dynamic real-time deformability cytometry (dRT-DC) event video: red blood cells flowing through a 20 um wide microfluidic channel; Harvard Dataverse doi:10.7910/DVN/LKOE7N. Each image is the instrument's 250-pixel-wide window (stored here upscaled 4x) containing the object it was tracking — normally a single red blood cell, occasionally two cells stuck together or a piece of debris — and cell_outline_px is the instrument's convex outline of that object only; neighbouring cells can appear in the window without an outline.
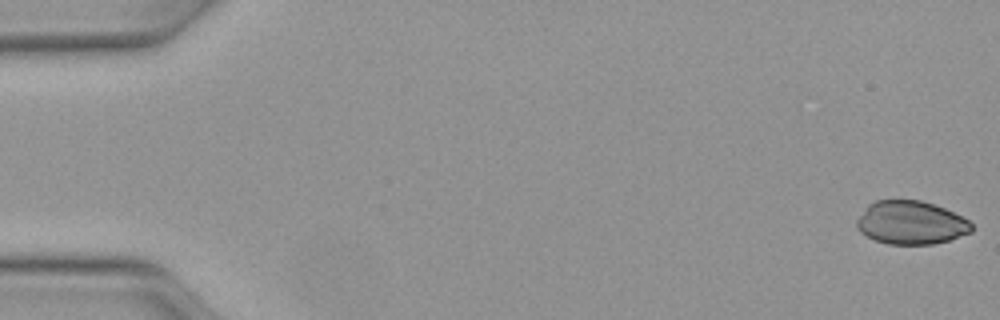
{"species": "Egyptian fruit bat (a non-hibernating species)", "species_latin": "Rousettus aegyptiacus", "temperature_condition": "warm", "stored_images_in_passage": 50, "camera_frame_rate_fps": 3000, "um_per_image_px": 0.085, "animal": {"sex": "female"}, "frame": {"image": 1, "passage_image": 1, "time_ms": 0.0, "image_size_px": [1000, 320], "cell_outline_px": [[972, 232], [948, 240], [932, 244], [888, 244], [876, 240], [860, 232], [856, 228], [856, 220], [864, 208], [868, 204], [876, 200], [920, 200], [944, 208], [968, 220], [972, 224]], "centroid_in_image_um": [77.39, 18.92], "position_along_channel_um": 7.6, "area_um2": 28.9}}
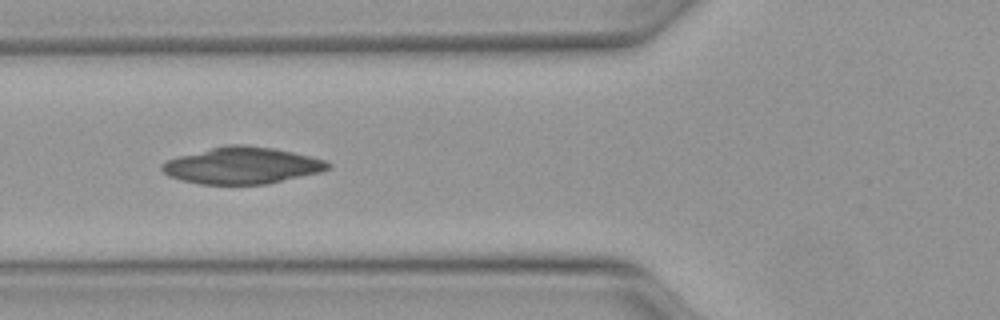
{"frame": {"image": 2, "passage_image": 19, "time_ms": 6.0, "image_size_px": [1000, 320], "cell_outline_px": [[332, 164], [324, 172], [264, 184], [200, 184], [180, 180], [168, 176], [160, 168], [160, 164], [168, 160], [180, 156], [228, 144], [240, 144], [272, 148], [292, 152], [324, 160]], "centroid_in_image_um": [20.57, 14.08], "position_along_channel_um": 105.2, "area_um2": 35.2}}
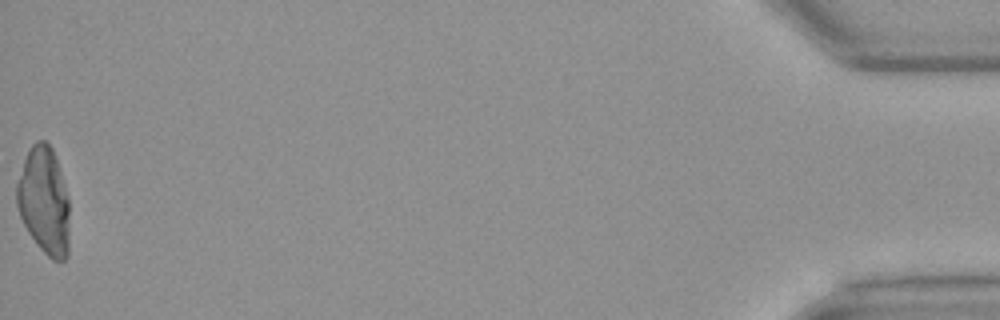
{"frame": {"image": 3, "passage_image": 50, "time_ms": 16.333, "image_size_px": [1000, 320], "cell_outline_px": [[68, 256], [64, 260], [52, 260], [36, 244], [28, 232], [20, 216], [16, 204], [16, 184], [24, 160], [32, 144], [36, 140], [44, 140], [52, 148], [68, 196]], "centroid_in_image_um": [3.73, 17.08], "position_along_channel_um": 431.5, "area_um2": 32.77}}